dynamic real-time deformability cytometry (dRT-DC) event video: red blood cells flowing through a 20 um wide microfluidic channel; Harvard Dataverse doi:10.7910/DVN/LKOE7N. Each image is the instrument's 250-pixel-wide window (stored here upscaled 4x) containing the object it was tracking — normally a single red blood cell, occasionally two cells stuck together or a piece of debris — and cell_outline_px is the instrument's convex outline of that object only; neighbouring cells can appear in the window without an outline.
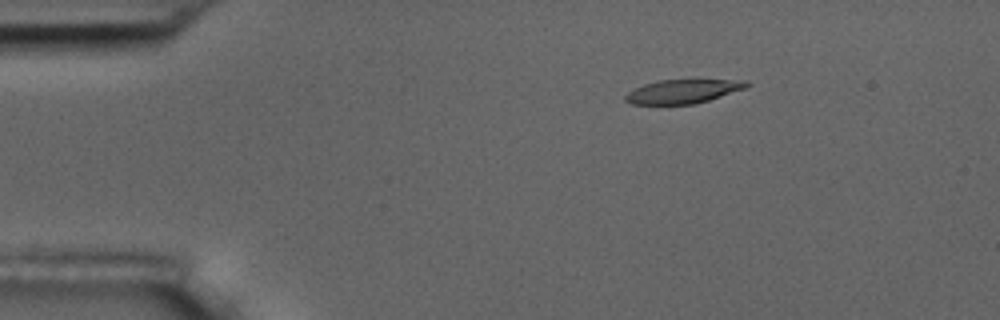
{"species": "common noctule bat (a hibernating species)", "species_latin": "Nyctalus noctula", "temperature_condition": "room temperature", "stored_images_in_passage": 5, "camera_frame_rate_fps": 3000, "um_per_image_px": 0.085, "animal": {"sex": "male", "body_mass_g": 17.5, "forearm_length_mm": 52.3}, "frame": {"image": 1, "passage_image": 3, "time_ms": 2.333, "image_size_px": [1000, 320], "cell_outline_px": [[752, 84], [748, 88], [696, 104], [632, 104], [624, 100], [624, 96], [628, 92], [644, 84], [660, 80], [748, 80]], "centroid_in_image_um": [58.11, 7.77], "position_along_channel_um": 26.9, "area_um2": 16.94}}